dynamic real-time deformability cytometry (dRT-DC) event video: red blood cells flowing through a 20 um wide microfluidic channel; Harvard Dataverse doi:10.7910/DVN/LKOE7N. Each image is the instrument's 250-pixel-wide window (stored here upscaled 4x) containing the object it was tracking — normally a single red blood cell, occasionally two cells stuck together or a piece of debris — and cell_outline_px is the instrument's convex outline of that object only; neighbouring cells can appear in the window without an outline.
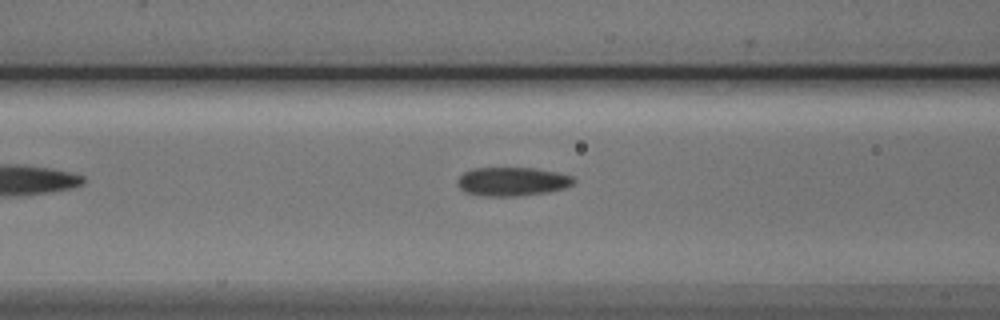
{"species": "Egyptian fruit bat (a non-hibernating species)", "species_latin": "Rousettus aegyptiacus", "temperature_condition": "cold", "stored_images_in_passage": 5, "camera_frame_rate_fps": 3000, "um_per_image_px": 0.085, "animal": {"sex": "male"}, "frame": {"image": 1, "passage_image": 4, "time_ms": 3.667, "image_size_px": [1000, 320], "cell_outline_px": [[576, 180], [572, 184], [564, 188], [548, 192], [516, 196], [480, 196], [464, 192], [456, 184], [456, 180], [464, 172], [472, 168], [536, 168], [556, 172], [572, 176]], "centroid_in_image_um": [43.5, 15.43], "position_along_channel_um": 123.1, "area_um2": 19.59}}